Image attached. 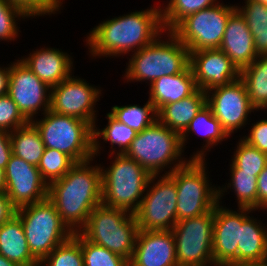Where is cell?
<instances>
[{"mask_svg": "<svg viewBox=\"0 0 267 266\" xmlns=\"http://www.w3.org/2000/svg\"><path fill=\"white\" fill-rule=\"evenodd\" d=\"M164 31L161 8L131 12L104 20L87 35L86 45L93 57H118L137 52L153 43Z\"/></svg>", "mask_w": 267, "mask_h": 266, "instance_id": "6da1fadb", "label": "cell"}, {"mask_svg": "<svg viewBox=\"0 0 267 266\" xmlns=\"http://www.w3.org/2000/svg\"><path fill=\"white\" fill-rule=\"evenodd\" d=\"M93 160L76 163L48 187L47 198L73 233L86 225L92 210L102 203L101 166L90 165Z\"/></svg>", "mask_w": 267, "mask_h": 266, "instance_id": "7a4b0ae2", "label": "cell"}, {"mask_svg": "<svg viewBox=\"0 0 267 266\" xmlns=\"http://www.w3.org/2000/svg\"><path fill=\"white\" fill-rule=\"evenodd\" d=\"M183 152L180 134L157 119L146 129L137 132L125 155L134 159L150 175H159L166 167L169 168L165 171L167 175L189 161L182 158Z\"/></svg>", "mask_w": 267, "mask_h": 266, "instance_id": "3957f363", "label": "cell"}, {"mask_svg": "<svg viewBox=\"0 0 267 266\" xmlns=\"http://www.w3.org/2000/svg\"><path fill=\"white\" fill-rule=\"evenodd\" d=\"M166 33V41L160 35L153 43L132 53L124 74L127 82L151 84L162 76L183 72L190 65L189 49L172 32Z\"/></svg>", "mask_w": 267, "mask_h": 266, "instance_id": "277c9868", "label": "cell"}, {"mask_svg": "<svg viewBox=\"0 0 267 266\" xmlns=\"http://www.w3.org/2000/svg\"><path fill=\"white\" fill-rule=\"evenodd\" d=\"M138 231L134 214L101 203L92 210L86 225L79 232L88 241L103 246L130 261Z\"/></svg>", "mask_w": 267, "mask_h": 266, "instance_id": "5b68a950", "label": "cell"}, {"mask_svg": "<svg viewBox=\"0 0 267 266\" xmlns=\"http://www.w3.org/2000/svg\"><path fill=\"white\" fill-rule=\"evenodd\" d=\"M206 165L203 159H189L185 165L168 174L177 187V221L209 212L221 202L223 192H227L226 185L213 188L209 184Z\"/></svg>", "mask_w": 267, "mask_h": 266, "instance_id": "8992f818", "label": "cell"}, {"mask_svg": "<svg viewBox=\"0 0 267 266\" xmlns=\"http://www.w3.org/2000/svg\"><path fill=\"white\" fill-rule=\"evenodd\" d=\"M114 155L115 160L109 168L101 167L102 204L134 214L151 175L125 154Z\"/></svg>", "mask_w": 267, "mask_h": 266, "instance_id": "52a82bcc", "label": "cell"}, {"mask_svg": "<svg viewBox=\"0 0 267 266\" xmlns=\"http://www.w3.org/2000/svg\"><path fill=\"white\" fill-rule=\"evenodd\" d=\"M41 120H32L40 133L45 148L59 150L76 163L94 158L93 127L74 116L59 115L51 110Z\"/></svg>", "mask_w": 267, "mask_h": 266, "instance_id": "ba28073f", "label": "cell"}, {"mask_svg": "<svg viewBox=\"0 0 267 266\" xmlns=\"http://www.w3.org/2000/svg\"><path fill=\"white\" fill-rule=\"evenodd\" d=\"M16 215L21 220L29 251L38 262L74 234L48 198L18 208Z\"/></svg>", "mask_w": 267, "mask_h": 266, "instance_id": "9c48e42d", "label": "cell"}, {"mask_svg": "<svg viewBox=\"0 0 267 266\" xmlns=\"http://www.w3.org/2000/svg\"><path fill=\"white\" fill-rule=\"evenodd\" d=\"M235 11V5L218 2L187 16L171 32L189 51L219 49L229 17Z\"/></svg>", "mask_w": 267, "mask_h": 266, "instance_id": "30bf717a", "label": "cell"}, {"mask_svg": "<svg viewBox=\"0 0 267 266\" xmlns=\"http://www.w3.org/2000/svg\"><path fill=\"white\" fill-rule=\"evenodd\" d=\"M214 208L177 221L172 228L178 266H214L212 253Z\"/></svg>", "mask_w": 267, "mask_h": 266, "instance_id": "8fae6325", "label": "cell"}, {"mask_svg": "<svg viewBox=\"0 0 267 266\" xmlns=\"http://www.w3.org/2000/svg\"><path fill=\"white\" fill-rule=\"evenodd\" d=\"M159 176L151 175L147 192L134 213L139 230H172L177 222L176 183L168 174ZM155 179H158L156 183Z\"/></svg>", "mask_w": 267, "mask_h": 266, "instance_id": "7c38bea8", "label": "cell"}, {"mask_svg": "<svg viewBox=\"0 0 267 266\" xmlns=\"http://www.w3.org/2000/svg\"><path fill=\"white\" fill-rule=\"evenodd\" d=\"M101 91L80 77L70 76L51 88L50 110L59 115L77 117L94 127V107L100 100Z\"/></svg>", "mask_w": 267, "mask_h": 266, "instance_id": "4fadbf2b", "label": "cell"}, {"mask_svg": "<svg viewBox=\"0 0 267 266\" xmlns=\"http://www.w3.org/2000/svg\"><path fill=\"white\" fill-rule=\"evenodd\" d=\"M206 104L229 137L247 124L249 113L255 110L240 77L228 85L207 91Z\"/></svg>", "mask_w": 267, "mask_h": 266, "instance_id": "5bb4252c", "label": "cell"}, {"mask_svg": "<svg viewBox=\"0 0 267 266\" xmlns=\"http://www.w3.org/2000/svg\"><path fill=\"white\" fill-rule=\"evenodd\" d=\"M16 61L10 65L7 94L17 104L23 116L31 122L41 108L42 114L50 110L51 88L21 60Z\"/></svg>", "mask_w": 267, "mask_h": 266, "instance_id": "9a60e30c", "label": "cell"}, {"mask_svg": "<svg viewBox=\"0 0 267 266\" xmlns=\"http://www.w3.org/2000/svg\"><path fill=\"white\" fill-rule=\"evenodd\" d=\"M4 172L5 193L16 209L47 198L49 185L36 166L12 154Z\"/></svg>", "mask_w": 267, "mask_h": 266, "instance_id": "2e32d148", "label": "cell"}, {"mask_svg": "<svg viewBox=\"0 0 267 266\" xmlns=\"http://www.w3.org/2000/svg\"><path fill=\"white\" fill-rule=\"evenodd\" d=\"M241 227L242 208L234 211L219 203L215 206L212 240L214 266H238Z\"/></svg>", "mask_w": 267, "mask_h": 266, "instance_id": "e0dca14e", "label": "cell"}, {"mask_svg": "<svg viewBox=\"0 0 267 266\" xmlns=\"http://www.w3.org/2000/svg\"><path fill=\"white\" fill-rule=\"evenodd\" d=\"M190 52V67L197 88L207 92L225 86L240 77V71L221 49Z\"/></svg>", "mask_w": 267, "mask_h": 266, "instance_id": "ac0fdd59", "label": "cell"}, {"mask_svg": "<svg viewBox=\"0 0 267 266\" xmlns=\"http://www.w3.org/2000/svg\"><path fill=\"white\" fill-rule=\"evenodd\" d=\"M129 266H178L172 230H139Z\"/></svg>", "mask_w": 267, "mask_h": 266, "instance_id": "d6986e66", "label": "cell"}, {"mask_svg": "<svg viewBox=\"0 0 267 266\" xmlns=\"http://www.w3.org/2000/svg\"><path fill=\"white\" fill-rule=\"evenodd\" d=\"M219 49L230 58L239 71L258 57L252 33L237 10L229 17Z\"/></svg>", "mask_w": 267, "mask_h": 266, "instance_id": "ffe728a7", "label": "cell"}, {"mask_svg": "<svg viewBox=\"0 0 267 266\" xmlns=\"http://www.w3.org/2000/svg\"><path fill=\"white\" fill-rule=\"evenodd\" d=\"M20 60L50 88L69 78L74 67L71 56L59 48H40Z\"/></svg>", "mask_w": 267, "mask_h": 266, "instance_id": "44dd1931", "label": "cell"}, {"mask_svg": "<svg viewBox=\"0 0 267 266\" xmlns=\"http://www.w3.org/2000/svg\"><path fill=\"white\" fill-rule=\"evenodd\" d=\"M197 85L190 65L174 75H165L150 85L149 101L158 112L164 105L178 102L197 90Z\"/></svg>", "mask_w": 267, "mask_h": 266, "instance_id": "7402d4cb", "label": "cell"}, {"mask_svg": "<svg viewBox=\"0 0 267 266\" xmlns=\"http://www.w3.org/2000/svg\"><path fill=\"white\" fill-rule=\"evenodd\" d=\"M252 209L242 208V227L238 245V265L267 261V228L250 217Z\"/></svg>", "mask_w": 267, "mask_h": 266, "instance_id": "603a6c76", "label": "cell"}, {"mask_svg": "<svg viewBox=\"0 0 267 266\" xmlns=\"http://www.w3.org/2000/svg\"><path fill=\"white\" fill-rule=\"evenodd\" d=\"M205 105L206 92L198 88L188 97L164 105L157 112V119L169 129L181 135Z\"/></svg>", "mask_w": 267, "mask_h": 266, "instance_id": "cb8c5ba5", "label": "cell"}, {"mask_svg": "<svg viewBox=\"0 0 267 266\" xmlns=\"http://www.w3.org/2000/svg\"><path fill=\"white\" fill-rule=\"evenodd\" d=\"M0 254L21 266H39L29 251L20 218L14 215L0 226Z\"/></svg>", "mask_w": 267, "mask_h": 266, "instance_id": "d4e9b609", "label": "cell"}, {"mask_svg": "<svg viewBox=\"0 0 267 266\" xmlns=\"http://www.w3.org/2000/svg\"><path fill=\"white\" fill-rule=\"evenodd\" d=\"M190 133H198L204 136L206 146L204 145L200 151L191 155L190 159H203L205 160L206 151H210L211 147L218 145L221 141L227 139L229 136L223 130L220 122L212 114L210 107L206 104L190 122L186 130L180 135L182 148H185V143ZM186 141V142H185Z\"/></svg>", "mask_w": 267, "mask_h": 266, "instance_id": "484cf974", "label": "cell"}, {"mask_svg": "<svg viewBox=\"0 0 267 266\" xmlns=\"http://www.w3.org/2000/svg\"><path fill=\"white\" fill-rule=\"evenodd\" d=\"M251 106L258 111L267 109V55L258 56L240 71Z\"/></svg>", "mask_w": 267, "mask_h": 266, "instance_id": "4316f807", "label": "cell"}, {"mask_svg": "<svg viewBox=\"0 0 267 266\" xmlns=\"http://www.w3.org/2000/svg\"><path fill=\"white\" fill-rule=\"evenodd\" d=\"M12 153L31 165L38 166L45 146L40 133L32 122L10 132Z\"/></svg>", "mask_w": 267, "mask_h": 266, "instance_id": "83f0119b", "label": "cell"}, {"mask_svg": "<svg viewBox=\"0 0 267 266\" xmlns=\"http://www.w3.org/2000/svg\"><path fill=\"white\" fill-rule=\"evenodd\" d=\"M106 118L108 119V124L103 129H98L96 125L93 127V154L94 157L98 156L101 146H100V137L103 141H110L112 150L110 157L116 154H125L129 149L131 142L137 135V132L131 129L129 126L118 122L114 119L109 113H107ZM114 145L118 146V152L115 151L116 148H113Z\"/></svg>", "mask_w": 267, "mask_h": 266, "instance_id": "f1b7e54d", "label": "cell"}, {"mask_svg": "<svg viewBox=\"0 0 267 266\" xmlns=\"http://www.w3.org/2000/svg\"><path fill=\"white\" fill-rule=\"evenodd\" d=\"M236 10L245 19L254 39L257 55H267V5L256 0H245Z\"/></svg>", "mask_w": 267, "mask_h": 266, "instance_id": "f546056e", "label": "cell"}, {"mask_svg": "<svg viewBox=\"0 0 267 266\" xmlns=\"http://www.w3.org/2000/svg\"><path fill=\"white\" fill-rule=\"evenodd\" d=\"M109 114L136 132H141L157 120V111L149 100L142 107L137 104L115 105Z\"/></svg>", "mask_w": 267, "mask_h": 266, "instance_id": "4dcf8cb0", "label": "cell"}, {"mask_svg": "<svg viewBox=\"0 0 267 266\" xmlns=\"http://www.w3.org/2000/svg\"><path fill=\"white\" fill-rule=\"evenodd\" d=\"M217 0H170L161 8L162 25L165 32H171L184 18L202 9L214 6Z\"/></svg>", "mask_w": 267, "mask_h": 266, "instance_id": "1f68e13d", "label": "cell"}, {"mask_svg": "<svg viewBox=\"0 0 267 266\" xmlns=\"http://www.w3.org/2000/svg\"><path fill=\"white\" fill-rule=\"evenodd\" d=\"M230 183L227 189H234L239 208L257 209V178L254 173L240 172L231 162L230 164ZM232 186V188H231Z\"/></svg>", "mask_w": 267, "mask_h": 266, "instance_id": "d6a6232c", "label": "cell"}, {"mask_svg": "<svg viewBox=\"0 0 267 266\" xmlns=\"http://www.w3.org/2000/svg\"><path fill=\"white\" fill-rule=\"evenodd\" d=\"M39 266H84L81 233L75 232L68 240L57 246Z\"/></svg>", "mask_w": 267, "mask_h": 266, "instance_id": "836d02e7", "label": "cell"}, {"mask_svg": "<svg viewBox=\"0 0 267 266\" xmlns=\"http://www.w3.org/2000/svg\"><path fill=\"white\" fill-rule=\"evenodd\" d=\"M76 162L67 154L51 148H45L37 166L42 178L49 185L52 181L64 177Z\"/></svg>", "mask_w": 267, "mask_h": 266, "instance_id": "e575fe53", "label": "cell"}, {"mask_svg": "<svg viewBox=\"0 0 267 266\" xmlns=\"http://www.w3.org/2000/svg\"><path fill=\"white\" fill-rule=\"evenodd\" d=\"M236 147L231 159L232 163L240 172L254 173V176H258L267 166V154L248 144L242 138Z\"/></svg>", "mask_w": 267, "mask_h": 266, "instance_id": "d590c367", "label": "cell"}, {"mask_svg": "<svg viewBox=\"0 0 267 266\" xmlns=\"http://www.w3.org/2000/svg\"><path fill=\"white\" fill-rule=\"evenodd\" d=\"M84 266H129V261L107 248L88 241L81 234Z\"/></svg>", "mask_w": 267, "mask_h": 266, "instance_id": "8d00e7d4", "label": "cell"}, {"mask_svg": "<svg viewBox=\"0 0 267 266\" xmlns=\"http://www.w3.org/2000/svg\"><path fill=\"white\" fill-rule=\"evenodd\" d=\"M26 19L28 16L18 7L7 0H0V40H15L18 36L17 20ZM17 18V19H16ZM16 19V20H15Z\"/></svg>", "mask_w": 267, "mask_h": 266, "instance_id": "74e56055", "label": "cell"}, {"mask_svg": "<svg viewBox=\"0 0 267 266\" xmlns=\"http://www.w3.org/2000/svg\"><path fill=\"white\" fill-rule=\"evenodd\" d=\"M28 122L8 94L0 96V130L10 133Z\"/></svg>", "mask_w": 267, "mask_h": 266, "instance_id": "f35d334b", "label": "cell"}, {"mask_svg": "<svg viewBox=\"0 0 267 266\" xmlns=\"http://www.w3.org/2000/svg\"><path fill=\"white\" fill-rule=\"evenodd\" d=\"M21 9L28 17H37L57 13L63 4L61 0H7Z\"/></svg>", "mask_w": 267, "mask_h": 266, "instance_id": "ab89813d", "label": "cell"}, {"mask_svg": "<svg viewBox=\"0 0 267 266\" xmlns=\"http://www.w3.org/2000/svg\"><path fill=\"white\" fill-rule=\"evenodd\" d=\"M249 135L242 139L267 154V119L252 124Z\"/></svg>", "mask_w": 267, "mask_h": 266, "instance_id": "60d3db41", "label": "cell"}, {"mask_svg": "<svg viewBox=\"0 0 267 266\" xmlns=\"http://www.w3.org/2000/svg\"><path fill=\"white\" fill-rule=\"evenodd\" d=\"M12 145L10 139V133L4 130H0V168H6L7 163L12 155Z\"/></svg>", "mask_w": 267, "mask_h": 266, "instance_id": "b9f144b4", "label": "cell"}, {"mask_svg": "<svg viewBox=\"0 0 267 266\" xmlns=\"http://www.w3.org/2000/svg\"><path fill=\"white\" fill-rule=\"evenodd\" d=\"M16 208L5 192H0V226L16 215Z\"/></svg>", "mask_w": 267, "mask_h": 266, "instance_id": "7bdbcfd3", "label": "cell"}, {"mask_svg": "<svg viewBox=\"0 0 267 266\" xmlns=\"http://www.w3.org/2000/svg\"><path fill=\"white\" fill-rule=\"evenodd\" d=\"M267 204V166L257 178V210Z\"/></svg>", "mask_w": 267, "mask_h": 266, "instance_id": "ee69618b", "label": "cell"}, {"mask_svg": "<svg viewBox=\"0 0 267 266\" xmlns=\"http://www.w3.org/2000/svg\"><path fill=\"white\" fill-rule=\"evenodd\" d=\"M10 65L8 67H0V96L7 94L9 84Z\"/></svg>", "mask_w": 267, "mask_h": 266, "instance_id": "f6af8a7d", "label": "cell"}, {"mask_svg": "<svg viewBox=\"0 0 267 266\" xmlns=\"http://www.w3.org/2000/svg\"><path fill=\"white\" fill-rule=\"evenodd\" d=\"M0 266H21V265L18 263L9 261L8 259H6L4 256L0 254Z\"/></svg>", "mask_w": 267, "mask_h": 266, "instance_id": "bcb514c9", "label": "cell"}, {"mask_svg": "<svg viewBox=\"0 0 267 266\" xmlns=\"http://www.w3.org/2000/svg\"><path fill=\"white\" fill-rule=\"evenodd\" d=\"M6 182H5V172L4 169L0 168V192H5Z\"/></svg>", "mask_w": 267, "mask_h": 266, "instance_id": "7dc6e473", "label": "cell"}, {"mask_svg": "<svg viewBox=\"0 0 267 266\" xmlns=\"http://www.w3.org/2000/svg\"><path fill=\"white\" fill-rule=\"evenodd\" d=\"M238 266H267V261L259 263H245Z\"/></svg>", "mask_w": 267, "mask_h": 266, "instance_id": "c3c4849f", "label": "cell"}, {"mask_svg": "<svg viewBox=\"0 0 267 266\" xmlns=\"http://www.w3.org/2000/svg\"><path fill=\"white\" fill-rule=\"evenodd\" d=\"M256 1H259V2H261L262 4L267 5V0H256Z\"/></svg>", "mask_w": 267, "mask_h": 266, "instance_id": "681fc988", "label": "cell"}, {"mask_svg": "<svg viewBox=\"0 0 267 266\" xmlns=\"http://www.w3.org/2000/svg\"><path fill=\"white\" fill-rule=\"evenodd\" d=\"M260 209H262V210L265 209L266 210L267 209V204L263 205Z\"/></svg>", "mask_w": 267, "mask_h": 266, "instance_id": "f907efd6", "label": "cell"}]
</instances>
